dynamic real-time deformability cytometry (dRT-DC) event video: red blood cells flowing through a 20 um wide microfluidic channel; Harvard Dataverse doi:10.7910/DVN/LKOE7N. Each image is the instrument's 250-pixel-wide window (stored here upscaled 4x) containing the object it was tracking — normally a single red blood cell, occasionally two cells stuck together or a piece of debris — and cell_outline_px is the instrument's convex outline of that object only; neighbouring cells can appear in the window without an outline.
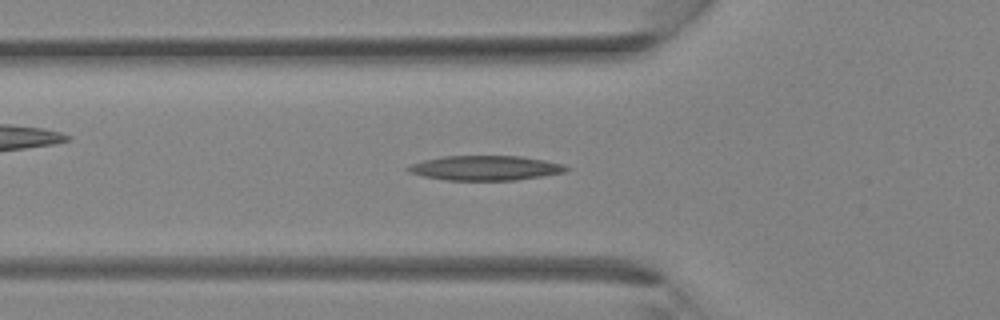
{"species": "Egyptian fruit bat (a non-hibernating species)", "species_latin": "Rousettus aegyptiacus", "temperature_condition": "room temperature", "stored_images_in_passage": 37, "camera_frame_rate_fps": 3000, "um_per_image_px": 0.085, "animal": {"sex": "female"}, "frame": {"image": 1, "passage_image": 13, "time_ms": 4.0, "image_size_px": [1000, 320], "cell_outline_px": [[572, 168], [564, 172], [516, 180], [448, 180], [424, 176], [408, 172], [404, 168], [408, 164], [424, 160], [444, 156], [520, 156], [544, 160], [564, 164]], "centroid_in_image_um": [41.23, 14.27], "position_along_channel_um": 84.6, "area_um2": 22.77}}
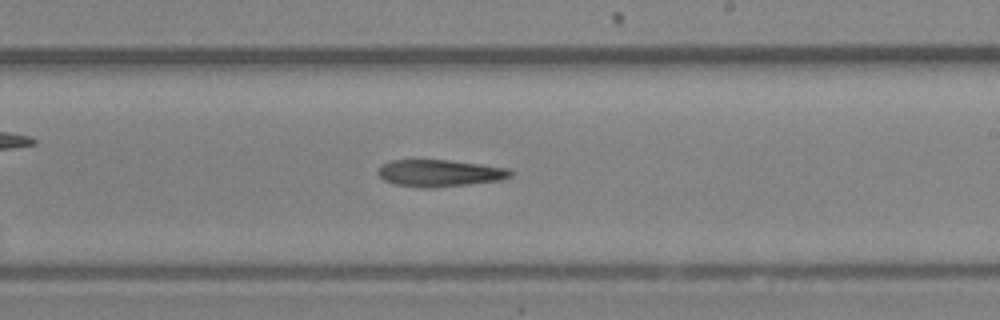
{"frame": {"image": 2, "passage_image": 22, "time_ms": 7.0, "image_size_px": [1000, 320], "cell_outline_px": [[512, 176], [500, 180], [468, 184], [432, 188], [420, 188], [396, 184], [384, 180], [376, 172], [380, 164], [392, 160], [448, 160], [508, 168], [512, 172]], "centroid_in_image_um": [37.33, 14.72], "position_along_channel_um": 251.7, "area_um2": 20.75}}
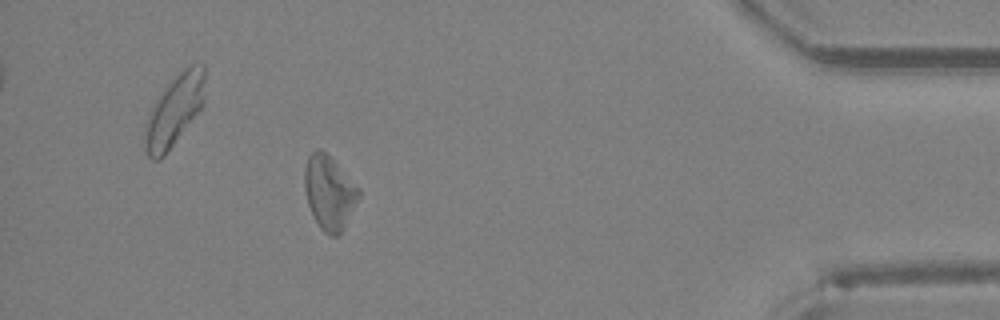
{"frame": {"image": 3, "passage_image": 33, "time_ms": 10.667, "image_size_px": [1000, 320], "cell_outline_px": [[360, 196], [340, 236], [332, 236], [324, 232], [320, 228], [308, 204], [304, 188], [304, 164], [308, 156], [316, 148], [320, 148], [360, 188]], "centroid_in_image_um": [27.98, 16.37], "position_along_channel_um": 407.2, "area_um2": 23.18}}